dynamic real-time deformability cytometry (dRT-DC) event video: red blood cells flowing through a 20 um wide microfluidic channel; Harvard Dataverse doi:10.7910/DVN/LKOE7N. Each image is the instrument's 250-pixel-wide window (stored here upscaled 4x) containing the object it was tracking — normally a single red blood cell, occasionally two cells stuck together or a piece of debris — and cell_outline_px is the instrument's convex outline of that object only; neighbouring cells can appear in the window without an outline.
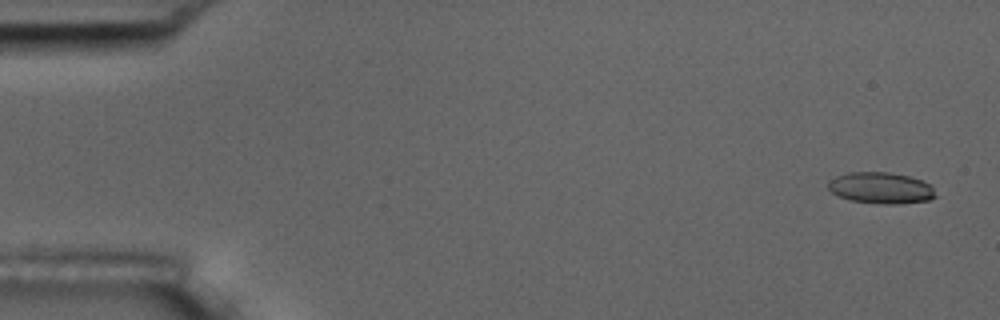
{"species": "common noctule bat (a hibernating species)", "species_latin": "Nyctalus noctula", "temperature_condition": "room temperature", "stored_images_in_passage": 4, "camera_frame_rate_fps": 3000, "um_per_image_px": 0.085, "animal": {"sex": "male", "body_mass_g": 17.5, "forearm_length_mm": 52.3}, "frame": {"image": 1, "passage_image": 1, "time_ms": 0.0, "image_size_px": [1000, 320], "cell_outline_px": [[936, 196], [928, 200], [896, 204], [884, 204], [848, 200], [832, 192], [828, 188], [828, 180], [836, 176], [848, 172], [888, 172], [908, 176], [932, 184]], "centroid_in_image_um": [74.86, 15.97], "position_along_channel_um": 10.1, "area_um2": 19.59}}
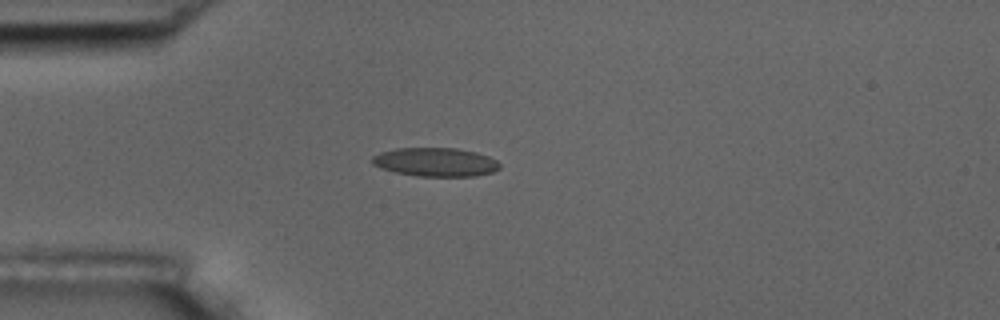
{"frame": {"image": 2, "passage_image": 4, "time_ms": 1.0, "image_size_px": [1000, 320], "cell_outline_px": [[500, 168], [492, 172], [476, 176], [420, 176], [396, 172], [380, 168], [372, 164], [372, 156], [380, 152], [396, 148], [456, 148], [476, 152], [488, 156], [496, 160], [500, 164]], "centroid_in_image_um": [37.01, 13.77], "position_along_channel_um": 48.0, "area_um2": 21.33}}